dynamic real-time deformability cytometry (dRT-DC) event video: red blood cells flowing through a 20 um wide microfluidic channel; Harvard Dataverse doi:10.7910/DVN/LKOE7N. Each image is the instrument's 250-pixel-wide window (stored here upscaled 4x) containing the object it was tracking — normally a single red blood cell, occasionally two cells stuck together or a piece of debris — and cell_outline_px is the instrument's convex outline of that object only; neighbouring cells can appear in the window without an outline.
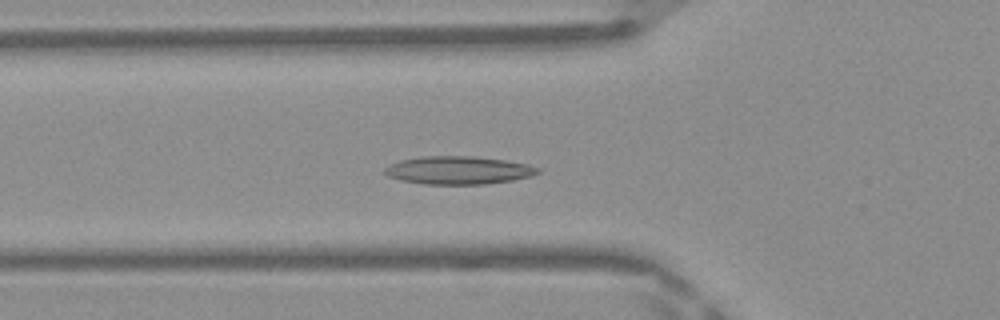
{"species": "Egyptian fruit bat (a non-hibernating species)", "species_latin": "Rousettus aegyptiacus", "temperature_condition": "warm", "stored_images_in_passage": 42, "camera_frame_rate_fps": 3000, "um_per_image_px": 0.085, "frame": {"image": 1, "passage_image": 11, "time_ms": 3.333, "image_size_px": [1000, 320], "cell_outline_px": [[540, 172], [532, 176], [512, 180], [484, 184], [424, 184], [400, 180], [388, 176], [384, 172], [384, 168], [400, 160], [420, 156], [472, 156], [508, 160], [528, 164], [540, 168]], "centroid_in_image_um": [38.99, 14.46], "position_along_channel_um": 86.8, "area_um2": 25.09}}
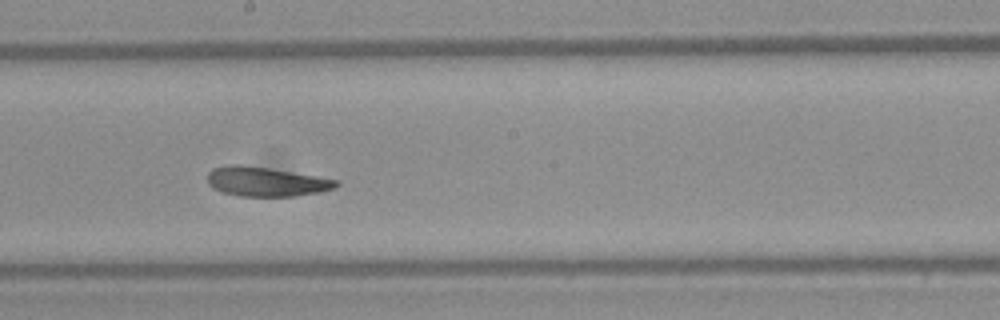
{"frame": {"image": 2, "passage_image": 21, "time_ms": 6.667, "image_size_px": [1000, 320], "cell_outline_px": [[340, 184], [336, 188], [320, 192], [296, 196], [240, 196], [224, 192], [212, 188], [208, 184], [208, 172], [212, 168], [228, 164], [240, 164], [268, 168], [340, 180]], "centroid_in_image_um": [22.62, 15.44], "position_along_channel_um": 225.6, "area_um2": 22.14}}
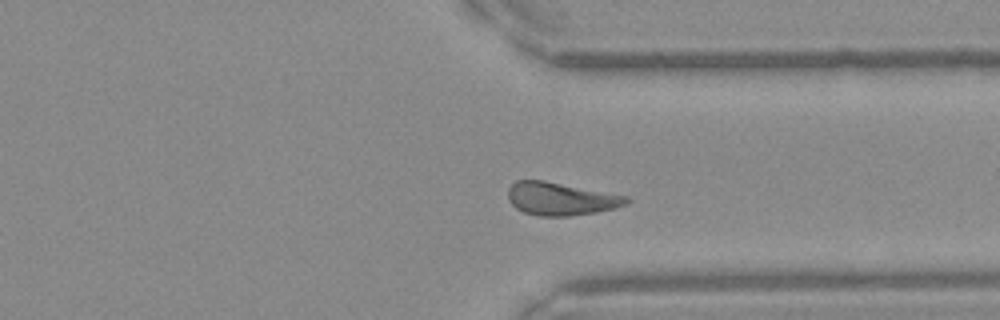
{"frame": {"image": 3, "passage_image": 31, "time_ms": 10.0, "image_size_px": [1000, 320], "cell_outline_px": [[628, 200], [624, 204], [616, 208], [596, 212], [568, 216], [540, 216], [524, 212], [516, 208], [508, 200], [508, 188], [516, 180], [544, 180], [628, 196]], "centroid_in_image_um": [47.63, 16.89], "position_along_channel_um": 363.8, "area_um2": 22.6}, "authors_computed_cell_mechanics": {"area_um2": 22.6287, "velocity_mm_per_s": 4.1408, "shape_relaxation_time_tau1_ms": null, "shape_relaxation_time_tau2_ms": 2.1087, "deformation_change_tau1": null, "deformation_change_tau2": 0.0834}}